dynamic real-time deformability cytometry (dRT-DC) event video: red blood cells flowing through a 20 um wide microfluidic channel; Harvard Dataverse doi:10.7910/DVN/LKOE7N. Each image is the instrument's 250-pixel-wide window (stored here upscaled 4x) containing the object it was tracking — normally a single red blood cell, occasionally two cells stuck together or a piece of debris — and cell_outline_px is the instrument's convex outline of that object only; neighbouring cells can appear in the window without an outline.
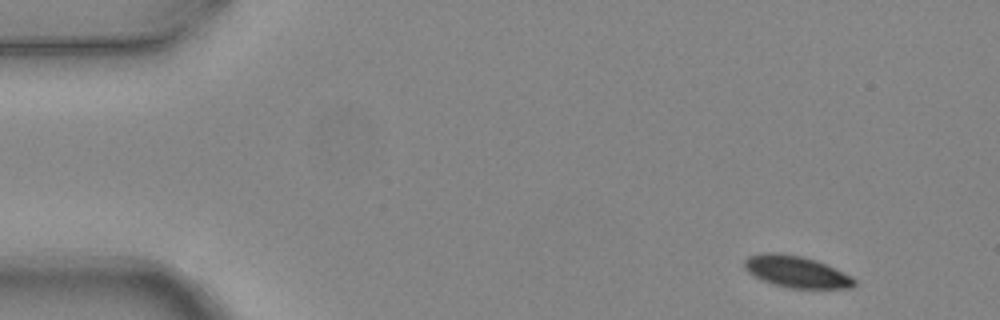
{"species": "common noctule bat (a hibernating species)", "species_latin": "Nyctalus noctula", "temperature_condition": "warm", "stored_images_in_passage": 5, "segment_of_instrument_passage": [1, 2], "camera_frame_rate_fps": 3000, "um_per_image_px": 0.085, "animal": {"sex": "female", "body_mass_g": 24.6, "forearm_length_mm": 56.2}, "frame": {"image": 1, "passage_image": 1, "time_ms": 0.0, "image_size_px": [1000, 320], "cell_outline_px": [[856, 284], [852, 288], [788, 288], [772, 284], [752, 276], [744, 268], [744, 260], [748, 256], [764, 252], [780, 252], [800, 256], [816, 260], [852, 276], [856, 280]], "centroid_in_image_um": [67.66, 23.09], "position_along_channel_um": 17.3, "area_um2": 20.46}}
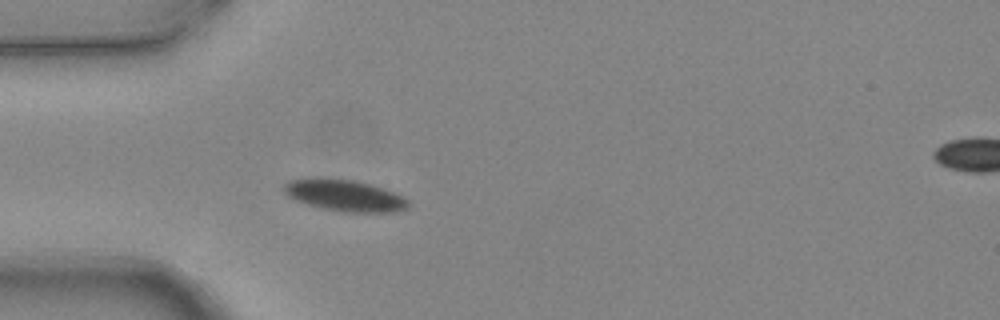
{"frame": {"image": 2, "passage_image": 4, "time_ms": 1.0, "image_size_px": [1000, 320], "cell_outline_px": [[408, 208], [396, 212], [344, 212], [324, 208], [308, 204], [296, 200], [288, 196], [284, 192], [284, 184], [288, 180], [304, 176], [320, 176], [352, 180], [372, 184], [384, 188], [404, 196], [408, 200]], "centroid_in_image_um": [29.26, 16.57], "position_along_channel_um": 55.7, "area_um2": 23.35}}